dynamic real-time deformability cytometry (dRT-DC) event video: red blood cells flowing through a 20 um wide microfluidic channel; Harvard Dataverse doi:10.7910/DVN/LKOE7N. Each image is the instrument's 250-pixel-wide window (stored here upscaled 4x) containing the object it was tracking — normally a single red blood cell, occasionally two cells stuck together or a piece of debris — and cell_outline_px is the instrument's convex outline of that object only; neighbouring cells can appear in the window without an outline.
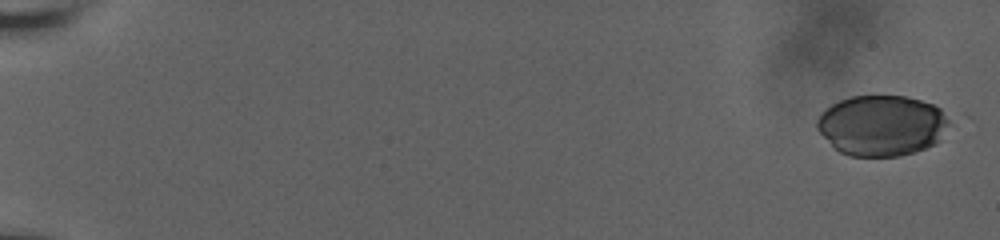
{"species": "human", "species_latin": "Homo sapiens", "temperature_condition": "room temperature", "stored_images_in_passage": 17, "segment_of_instrument_passage": [1, 2], "camera_frame_rate_fps": 3000, "um_per_image_px": 0.085, "donor": {"sex": "male"}, "frame": {"image": 1, "passage_image": 1, "time_ms": 0.0, "image_size_px": [1000, 240], "cell_outline_px": [[972, 120], [936, 144], [900, 156], [848, 156], [840, 152], [816, 128], [816, 120], [820, 112], [832, 104], [840, 100], [852, 96], [904, 96], [920, 100], [964, 112], [972, 116]], "centroid_in_image_um": [75.4, 10.62], "position_along_channel_um": 9.6, "area_um2": 50.34}}
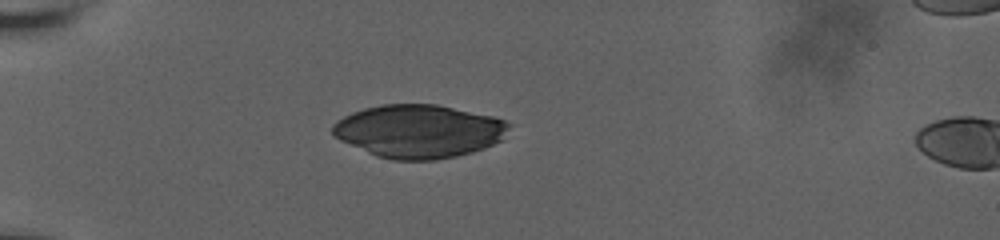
{"frame": {"image": 2, "passage_image": 15, "time_ms": 6.0, "image_size_px": [1000, 240], "cell_outline_px": [[512, 124], [504, 140], [484, 148], [472, 152], [456, 156], [436, 160], [392, 160], [376, 156], [340, 140], [332, 136], [332, 124], [336, 120], [352, 112], [364, 108], [380, 104], [436, 104], [492, 116], [504, 120]], "centroid_in_image_um": [35.61, 11.15], "position_along_channel_um": 49.4, "area_um2": 55.08}}